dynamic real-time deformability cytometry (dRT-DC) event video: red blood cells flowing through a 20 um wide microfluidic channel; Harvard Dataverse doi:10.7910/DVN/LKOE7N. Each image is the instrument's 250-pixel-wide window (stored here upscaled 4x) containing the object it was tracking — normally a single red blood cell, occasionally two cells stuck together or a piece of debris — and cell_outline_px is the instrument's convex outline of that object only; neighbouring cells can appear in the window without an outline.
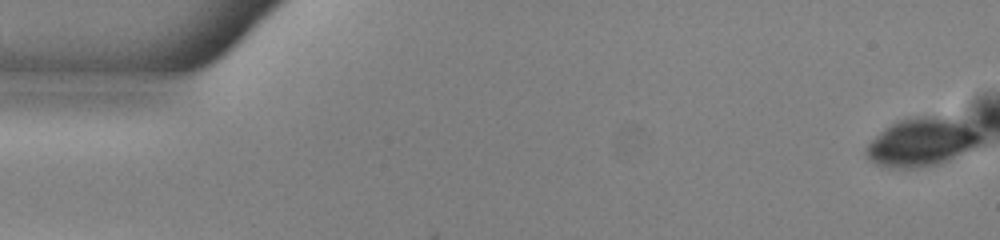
{"species": "common noctule bat (a hibernating species)", "species_latin": "Nyctalus noctula", "temperature_condition": "warm", "stored_images_in_passage": 52, "camera_frame_rate_fps": 3000, "um_per_image_px": 0.085, "animal": {"sex": "male", "body_mass_g": 13.0, "forearm_length_mm": 53.1}, "frame": {"image": 1, "passage_image": 1, "time_ms": 0.0, "image_size_px": [1000, 240], "cell_outline_px": [[980, 140], [976, 144], [964, 152], [948, 160], [936, 164], [912, 168], [888, 168], [876, 164], [868, 156], [868, 144], [884, 128], [900, 120], [956, 120], [964, 124], [976, 132], [980, 136]], "centroid_in_image_um": [78.26, 12.16], "position_along_channel_um": 6.7, "area_um2": 29.94}}
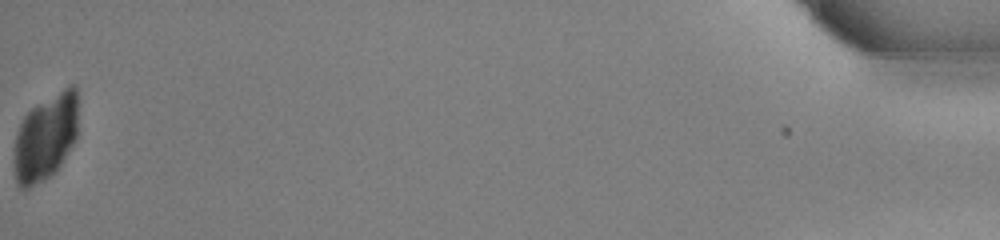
{"frame": {"image": 2, "passage_image": 52, "time_ms": 17.0, "image_size_px": [1000, 240], "cell_outline_px": [[76, 140], [60, 164], [44, 180], [28, 188], [20, 188], [16, 184], [12, 164], [12, 160], [16, 136], [20, 124], [24, 116], [36, 104], [68, 84], [76, 84]], "centroid_in_image_um": [3.83, 11.66], "position_along_channel_um": 431.4, "area_um2": 32.37}}